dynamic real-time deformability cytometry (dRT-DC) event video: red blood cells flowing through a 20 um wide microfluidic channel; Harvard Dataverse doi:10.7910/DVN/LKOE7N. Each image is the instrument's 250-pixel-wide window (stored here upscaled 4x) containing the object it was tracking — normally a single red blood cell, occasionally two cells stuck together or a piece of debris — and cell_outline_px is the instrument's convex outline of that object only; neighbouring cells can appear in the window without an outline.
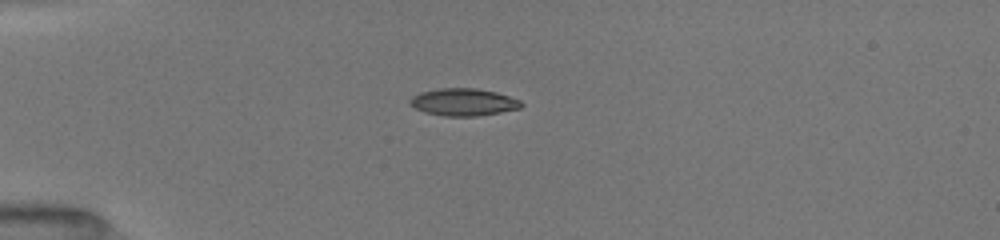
{"species": "common noctule bat (a hibernating species)", "species_latin": "Nyctalus noctula", "temperature_condition": "room temperature", "stored_images_in_passage": 36, "camera_frame_rate_fps": 3000, "um_per_image_px": 0.085, "animal": {"sex": "female", "body_mass_g": 19.5, "forearm_length_mm": 54.1}, "frame": {"image": 1, "passage_image": 1, "time_ms": 0.0, "image_size_px": [1000, 240], "cell_outline_px": [[524, 104], [520, 108], [500, 112], [476, 116], [444, 116], [424, 112], [408, 104], [408, 100], [412, 96], [420, 92], [440, 88], [476, 88], [496, 92], [520, 100]], "centroid_in_image_um": [39.36, 8.67], "position_along_channel_um": 45.6, "area_um2": 17.74}}
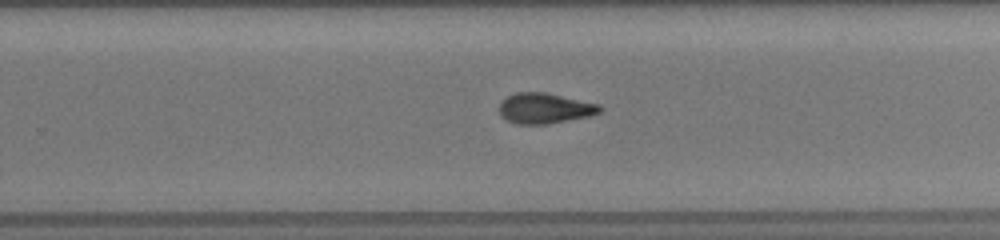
{"frame": {"image": 2, "passage_image": 23, "time_ms": 6.667, "image_size_px": [1000, 240], "cell_outline_px": [[604, 108], [600, 112], [588, 116], [544, 124], [516, 124], [500, 116], [500, 104], [508, 96], [516, 92], [544, 92], [600, 104]], "centroid_in_image_um": [46.31, 9.2], "position_along_channel_um": 283.5, "area_um2": 17.63}}
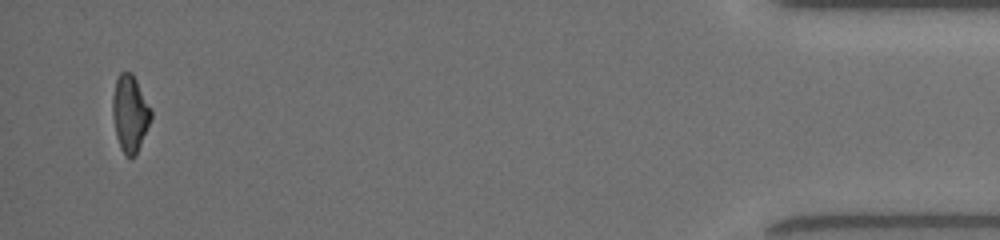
{"frame": {"image": 3, "passage_image": 36, "time_ms": 12.0, "image_size_px": [1000, 240], "cell_outline_px": [[152, 116], [136, 156], [132, 160], [124, 156], [120, 148], [116, 136], [112, 116], [112, 96], [116, 80], [120, 72], [132, 72], [152, 108]], "centroid_in_image_um": [11.05, 9.68], "position_along_channel_um": 424.2, "area_um2": 17.57}, "authors_computed_cell_mechanics": {"area_um2": 17.9758, "velocity_mm_per_s": 4.0133, "shape_relaxation_time_tau1_ms": 3.87, "shape_relaxation_time_tau2_ms": 5.0002, "deformation_change_tau1": 0.1574, "deformation_change_tau2": 0.1185}}